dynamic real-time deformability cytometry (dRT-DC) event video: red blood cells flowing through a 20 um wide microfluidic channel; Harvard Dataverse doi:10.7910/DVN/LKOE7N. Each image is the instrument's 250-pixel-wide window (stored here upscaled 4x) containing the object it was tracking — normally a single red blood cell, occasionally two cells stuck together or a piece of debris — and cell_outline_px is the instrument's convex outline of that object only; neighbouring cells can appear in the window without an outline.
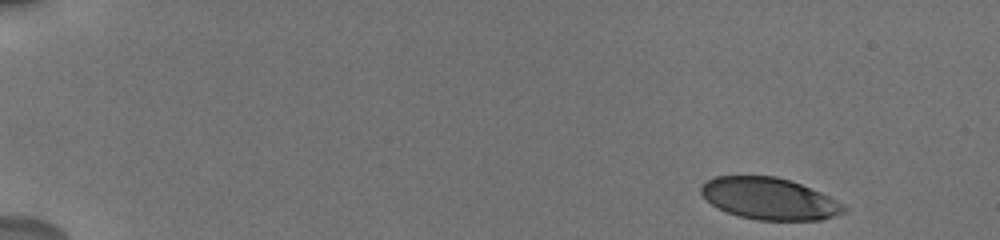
{"species": "human", "species_latin": "Homo sapiens", "temperature_condition": "cold", "stored_images_in_passage": 11, "camera_frame_rate_fps": 3000, "um_per_image_px": 0.085, "donor": {"sex": "male"}, "frame": {"image": 1, "passage_image": 1, "time_ms": 0.0, "image_size_px": [1000, 240], "cell_outline_px": [[848, 208], [844, 212], [820, 220], [756, 220], [740, 216], [716, 208], [700, 192], [700, 188], [708, 180], [716, 176], [776, 176], [800, 184], [820, 192], [844, 204]], "centroid_in_image_um": [65.39, 16.89], "position_along_channel_um": 19.6, "area_um2": 34.45}}
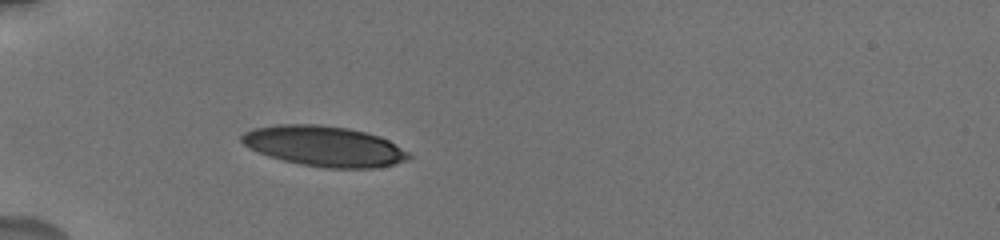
{"frame": {"image": 2, "passage_image": 6, "time_ms": 4.333, "image_size_px": [1000, 240], "cell_outline_px": [[412, 156], [408, 160], [392, 164], [372, 168], [324, 168], [300, 164], [268, 156], [248, 148], [240, 140], [240, 136], [244, 132], [252, 128], [276, 124], [320, 124], [348, 128], [380, 136], [388, 140], [408, 152]], "centroid_in_image_um": [27.52, 12.42], "position_along_channel_um": 57.5, "area_um2": 39.42}}
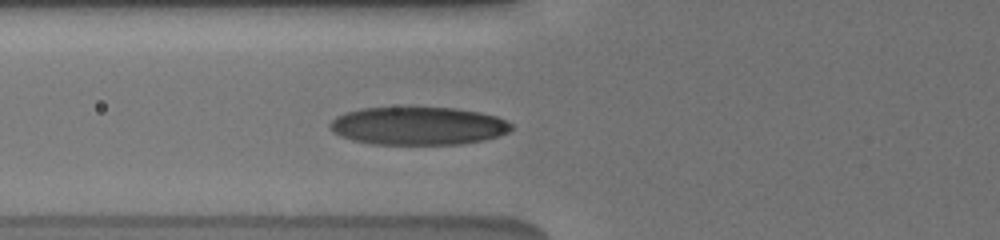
{"frame": {"image": 3, "passage_image": 8, "time_ms": 5.667, "image_size_px": [1000, 240], "cell_outline_px": [[512, 128], [508, 132], [484, 140], [460, 144], [372, 144], [352, 140], [332, 132], [328, 128], [328, 124], [336, 116], [344, 112], [360, 108], [456, 108], [480, 112], [496, 116], [512, 124]], "centroid_in_image_um": [35.5, 10.7], "position_along_channel_um": 90.3, "area_um2": 40.17}}